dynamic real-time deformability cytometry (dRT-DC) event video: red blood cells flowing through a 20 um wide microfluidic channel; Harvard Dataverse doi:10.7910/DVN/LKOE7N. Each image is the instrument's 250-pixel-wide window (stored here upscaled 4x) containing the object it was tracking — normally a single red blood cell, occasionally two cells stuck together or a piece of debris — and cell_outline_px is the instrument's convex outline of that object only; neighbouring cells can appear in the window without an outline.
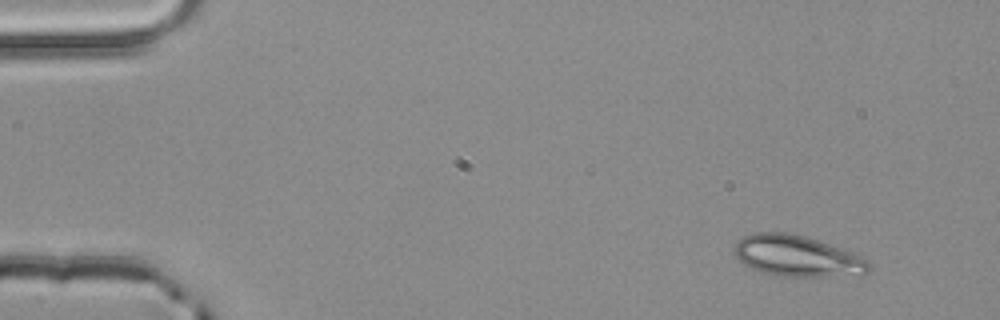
{"species": "common noctule bat (a hibernating species)", "species_latin": "Nyctalus noctula", "temperature_condition": "room temperature", "stored_images_in_passage": 3, "camera_frame_rate_fps": 3000, "um_per_image_px": 0.085, "animal": {"sex": "male", "body_mass_g": 20.4}, "frame": {"image": 1, "passage_image": 1, "time_ms": 0.0, "image_size_px": [1000, 320], "cell_outline_px": [[868, 272], [860, 276], [780, 276], [764, 272], [752, 268], [744, 264], [732, 252], [732, 248], [744, 236], [756, 232], [784, 232], [804, 236], [844, 248], [868, 260]], "centroid_in_image_um": [67.78, 21.76], "position_along_channel_um": 17.2, "area_um2": 32.19}}